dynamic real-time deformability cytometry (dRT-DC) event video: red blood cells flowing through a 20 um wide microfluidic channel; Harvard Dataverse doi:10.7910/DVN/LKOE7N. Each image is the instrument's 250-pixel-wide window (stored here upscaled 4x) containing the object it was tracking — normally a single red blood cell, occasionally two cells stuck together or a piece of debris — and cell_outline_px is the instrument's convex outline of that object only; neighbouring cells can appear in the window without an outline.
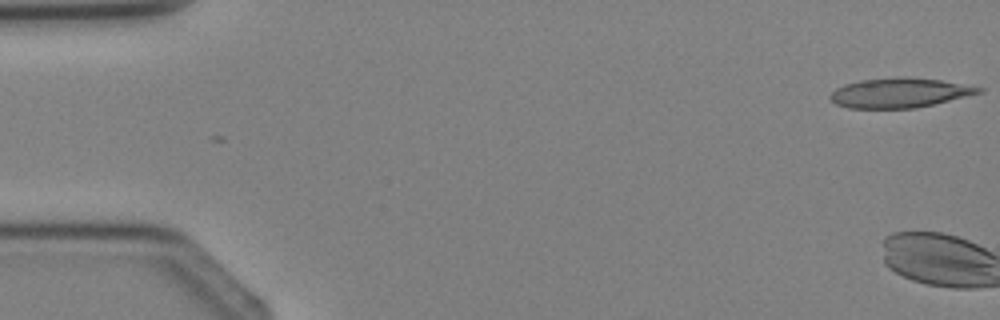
{"species": "Egyptian fruit bat (a non-hibernating species)", "species_latin": "Rousettus aegyptiacus", "temperature_condition": "cold", "stored_images_in_passage": 2, "camera_frame_rate_fps": 3000, "um_per_image_px": 0.085, "animal": {"sex": "female"}, "frame": {"image": 1, "passage_image": 2, "time_ms": 1.0, "image_size_px": [1000, 320], "cell_outline_px": [[984, 92], [916, 108], [848, 108], [836, 104], [828, 96], [836, 88], [844, 84], [860, 80], [904, 76], [940, 80], [984, 88]], "centroid_in_image_um": [76.45, 7.88], "position_along_channel_um": 8.6, "area_um2": 25.61}}